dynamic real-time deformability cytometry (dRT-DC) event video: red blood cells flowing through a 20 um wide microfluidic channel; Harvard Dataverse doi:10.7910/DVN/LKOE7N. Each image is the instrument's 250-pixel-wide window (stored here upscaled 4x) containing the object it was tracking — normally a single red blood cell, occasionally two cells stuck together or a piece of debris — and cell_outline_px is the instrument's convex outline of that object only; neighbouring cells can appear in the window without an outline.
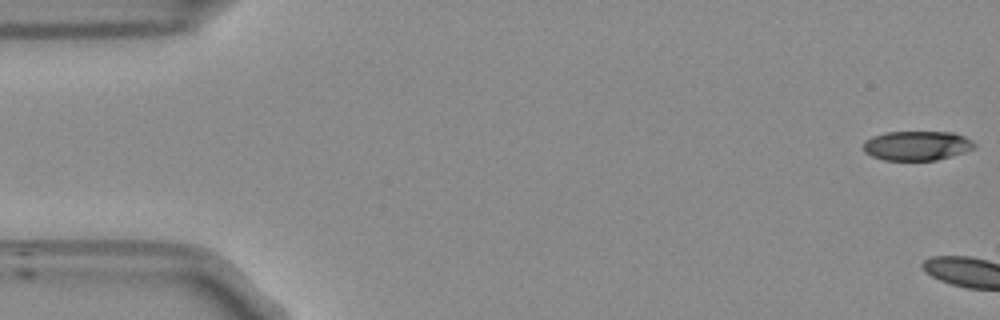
{"species": "Egyptian fruit bat (a non-hibernating species)", "species_latin": "Rousettus aegyptiacus", "temperature_condition": "room temperature", "stored_images_in_passage": 4, "camera_frame_rate_fps": 3000, "um_per_image_px": 0.085, "frame": {"image": 1, "passage_image": 1, "time_ms": 0.0, "image_size_px": [1000, 320], "cell_outline_px": [[976, 148], [964, 152], [936, 160], [884, 160], [872, 156], [864, 152], [864, 140], [872, 136], [888, 132], [952, 132], [964, 136], [972, 140], [976, 144]], "centroid_in_image_um": [77.94, 12.38], "position_along_channel_um": 7.1, "area_um2": 19.07}}